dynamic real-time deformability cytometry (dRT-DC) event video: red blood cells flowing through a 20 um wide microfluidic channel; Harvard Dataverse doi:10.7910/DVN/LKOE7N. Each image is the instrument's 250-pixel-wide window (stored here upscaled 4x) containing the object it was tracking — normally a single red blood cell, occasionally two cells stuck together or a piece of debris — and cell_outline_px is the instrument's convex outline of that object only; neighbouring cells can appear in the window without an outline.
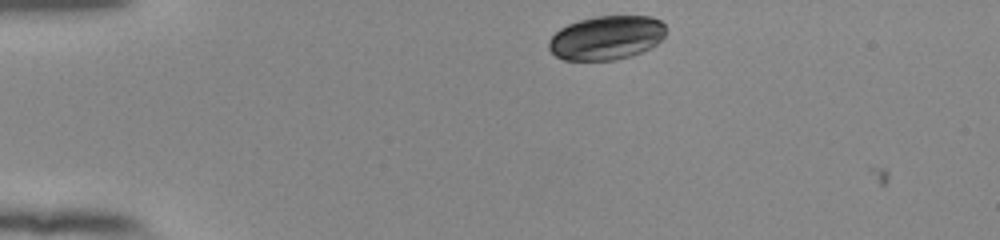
{"species": "human", "species_latin": "Homo sapiens", "temperature_condition": "room temperature", "stored_images_in_passage": 5, "camera_frame_rate_fps": 3000, "um_per_image_px": 0.085, "donor": {"sex": "female"}, "frame": {"image": 1, "passage_image": 4, "time_ms": 1.0, "image_size_px": [1000, 240], "cell_outline_px": [[664, 36], [656, 44], [640, 52], [616, 60], [564, 60], [556, 56], [548, 48], [548, 40], [560, 28], [568, 24], [580, 20], [596, 16], [652, 16], [660, 20], [664, 24]], "centroid_in_image_um": [51.52, 3.2], "position_along_channel_um": 33.5, "area_um2": 29.88}}